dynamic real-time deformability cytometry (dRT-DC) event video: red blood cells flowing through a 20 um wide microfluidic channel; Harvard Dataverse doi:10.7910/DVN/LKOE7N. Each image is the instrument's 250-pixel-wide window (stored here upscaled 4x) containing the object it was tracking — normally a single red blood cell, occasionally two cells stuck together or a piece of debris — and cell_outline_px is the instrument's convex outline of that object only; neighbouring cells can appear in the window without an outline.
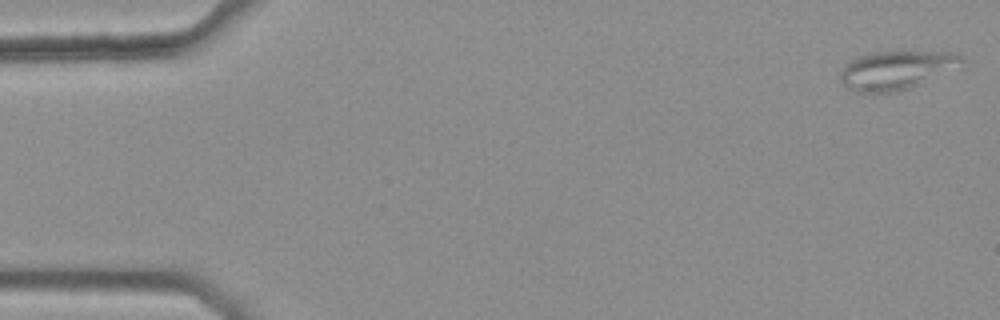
{"species": "common noctule bat (a hibernating species)", "species_latin": "Nyctalus noctula", "temperature_condition": "warm", "stored_images_in_passage": 47, "camera_frame_rate_fps": 3000, "um_per_image_px": 0.085, "animal": {"sex": "female", "body_mass_g": 25.1}, "frame": {"image": 1, "passage_image": 1, "time_ms": 0.0, "image_size_px": [1000, 320], "cell_outline_px": [[964, 68], [920, 84], [908, 88], [892, 92], [872, 96], [848, 88], [840, 80], [840, 68], [848, 60], [872, 52], [956, 52], [964, 60]], "centroid_in_image_um": [76.23, 5.98], "position_along_channel_um": 8.8, "area_um2": 28.21}}
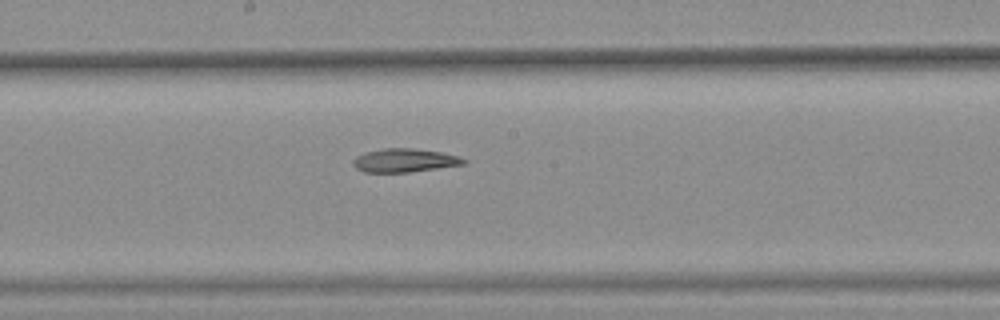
{"frame": {"image": 2, "passage_image": 28, "time_ms": 9.0, "image_size_px": [1000, 320], "cell_outline_px": [[468, 164], [408, 172], [364, 172], [356, 168], [352, 164], [352, 160], [356, 156], [364, 152], [384, 148], [412, 148], [440, 152], [460, 156], [468, 160]], "centroid_in_image_um": [34.4, 13.63], "position_along_channel_um": 213.8, "area_um2": 15.32}}
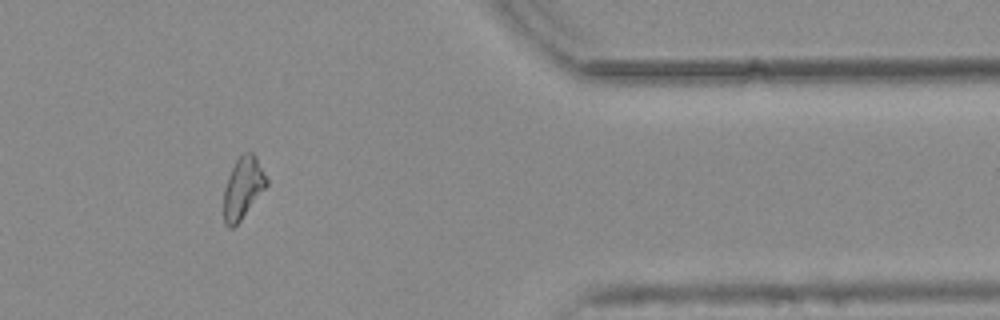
{"frame": {"image": 3, "passage_image": 44, "time_ms": 14.333, "image_size_px": [1000, 320], "cell_outline_px": [[268, 184], [240, 220], [232, 228], [228, 228], [224, 224], [224, 188], [228, 176], [236, 160], [244, 152], [252, 152], [256, 156], [268, 180]], "centroid_in_image_um": [20.64, 15.96], "position_along_channel_um": 390.8, "area_um2": 15.14}}